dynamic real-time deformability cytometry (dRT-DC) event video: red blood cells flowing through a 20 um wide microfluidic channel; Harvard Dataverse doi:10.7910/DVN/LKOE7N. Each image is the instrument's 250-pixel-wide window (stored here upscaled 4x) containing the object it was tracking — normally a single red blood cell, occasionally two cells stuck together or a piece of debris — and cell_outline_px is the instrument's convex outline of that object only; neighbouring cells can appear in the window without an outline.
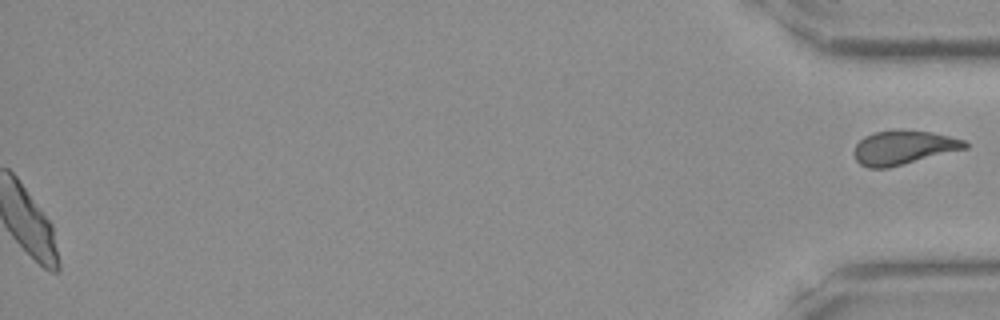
{"species": "Egyptian fruit bat (a non-hibernating species)", "species_latin": "Rousettus aegyptiacus", "temperature_condition": "room temperature", "stored_images_in_passage": 45, "segment_of_instrument_passage": [2, 2], "camera_frame_rate_fps": 3000, "um_per_image_px": 0.085, "frame": {"image": 1, "passage_image": 45, "time_ms": 14.667, "image_size_px": [1000, 320], "cell_outline_px": [[968, 148], [888, 168], [868, 168], [860, 164], [856, 160], [852, 152], [856, 144], [864, 136], [872, 132], [932, 132], [964, 140], [968, 144]], "centroid_in_image_um": [76.76, 12.58], "position_along_channel_um": 358.4, "area_um2": 21.5}}